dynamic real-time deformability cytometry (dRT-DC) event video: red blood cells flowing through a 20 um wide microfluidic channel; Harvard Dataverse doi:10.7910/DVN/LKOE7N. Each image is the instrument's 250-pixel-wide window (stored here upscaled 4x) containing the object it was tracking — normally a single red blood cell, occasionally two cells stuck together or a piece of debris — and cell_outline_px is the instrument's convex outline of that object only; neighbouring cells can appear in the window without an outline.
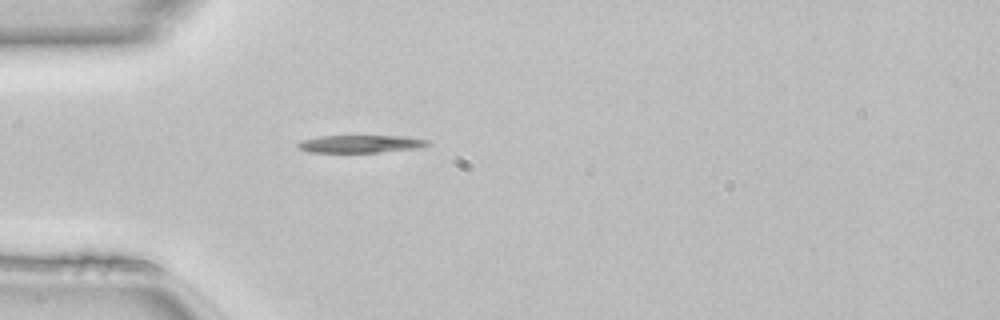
{"species": "common noctule bat (a hibernating species)", "species_latin": "Nyctalus noctula", "temperature_condition": "room temperature", "stored_images_in_passage": 36, "camera_frame_rate_fps": 3000, "um_per_image_px": 0.085, "animal": {"sex": "female", "body_mass_g": 22.7, "forearm_length_mm": 54.2}, "frame": {"image": 1, "passage_image": 1, "time_ms": 0.0, "image_size_px": [1000, 320], "cell_outline_px": [[432, 144], [420, 148], [380, 152], [308, 152], [296, 148], [296, 144], [300, 140], [320, 136], [408, 136], [428, 140]], "centroid_in_image_um": [30.65, 12.23], "position_along_channel_um": 54.4, "area_um2": 13.53}}
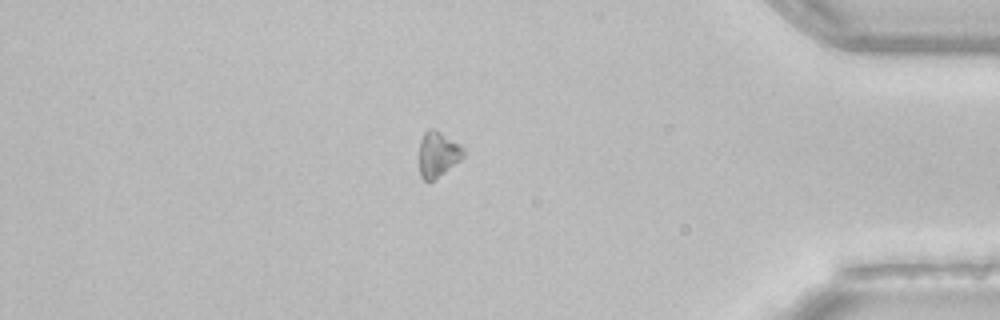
{"frame": {"image": 2, "passage_image": 29, "time_ms": 9.333, "image_size_px": [1000, 320], "cell_outline_px": [[464, 156], [460, 160], [428, 184], [420, 176], [420, 140], [424, 132], [428, 128], [436, 128], [460, 144], [464, 152]], "centroid_in_image_um": [37.2, 13.09], "position_along_channel_um": 398.0, "area_um2": 11.79}}
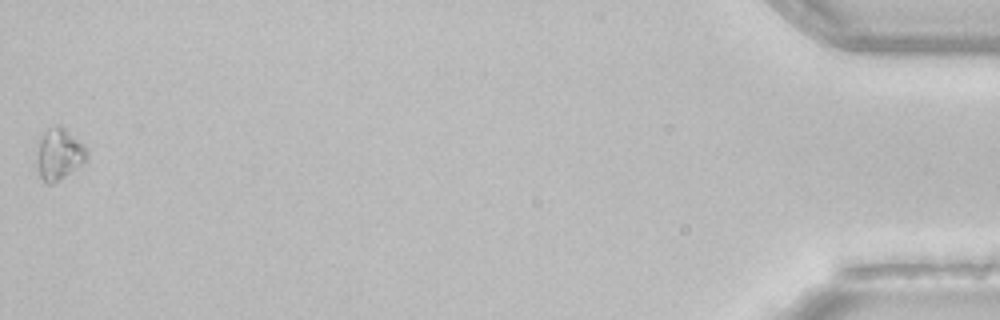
{"frame": {"image": 3, "passage_image": 36, "time_ms": 11.667, "image_size_px": [1000, 320], "cell_outline_px": [[88, 156], [80, 164], [64, 176], [52, 184], [48, 184], [40, 176], [36, 156], [40, 140], [44, 132], [48, 128], [60, 124], [84, 144], [88, 148]], "centroid_in_image_um": [5.03, 13.06], "position_along_channel_um": 430.2, "area_um2": 14.68}}